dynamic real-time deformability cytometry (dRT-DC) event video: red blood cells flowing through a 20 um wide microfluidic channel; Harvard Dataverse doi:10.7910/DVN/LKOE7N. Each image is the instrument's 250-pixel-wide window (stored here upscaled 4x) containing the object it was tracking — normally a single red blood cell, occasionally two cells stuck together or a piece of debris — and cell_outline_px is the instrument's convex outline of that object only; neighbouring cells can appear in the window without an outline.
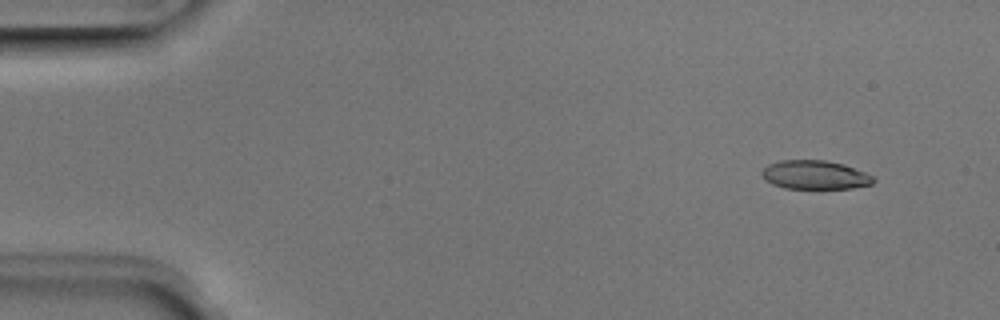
{"species": "Egyptian fruit bat (a non-hibernating species)", "species_latin": "Rousettus aegyptiacus", "temperature_condition": "room temperature", "stored_images_in_passage": 4, "camera_frame_rate_fps": 3000, "um_per_image_px": 0.085, "animal": {"sex": "male"}, "frame": {"image": 1, "passage_image": 2, "time_ms": 0.333, "image_size_px": [1000, 320], "cell_outline_px": [[876, 180], [872, 184], [852, 188], [784, 188], [772, 184], [764, 180], [760, 172], [768, 164], [780, 160], [824, 160], [844, 164], [864, 172], [872, 176]], "centroid_in_image_um": [69.24, 14.86], "position_along_channel_um": 15.8, "area_um2": 18.73}}